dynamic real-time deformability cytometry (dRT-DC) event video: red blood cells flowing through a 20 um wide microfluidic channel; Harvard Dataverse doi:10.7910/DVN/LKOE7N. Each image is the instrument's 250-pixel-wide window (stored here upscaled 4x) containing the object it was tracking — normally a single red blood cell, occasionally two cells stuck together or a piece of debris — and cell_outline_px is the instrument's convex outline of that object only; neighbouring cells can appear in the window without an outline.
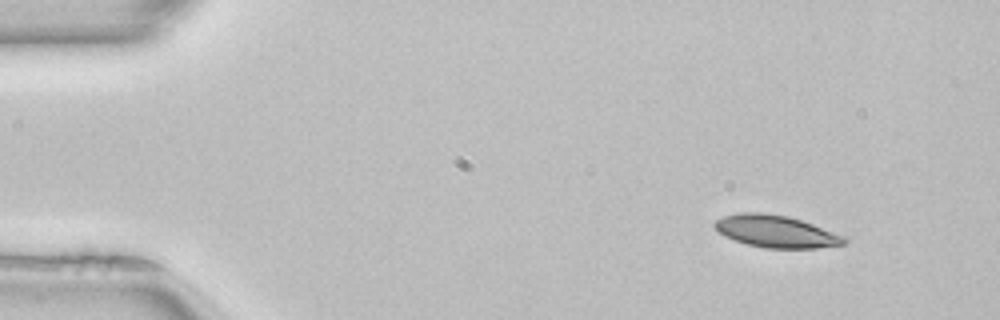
{"species": "common noctule bat (a hibernating species)", "species_latin": "Nyctalus noctula", "temperature_condition": "room temperature", "stored_images_in_passage": 46, "camera_frame_rate_fps": 3000, "um_per_image_px": 0.085, "animal": {"sex": "female", "body_mass_g": 22.7, "forearm_length_mm": 54.2}, "frame": {"image": 1, "passage_image": 1, "time_ms": 0.0, "image_size_px": [1000, 320], "cell_outline_px": [[848, 240], [844, 244], [816, 248], [764, 248], [748, 244], [724, 236], [712, 224], [716, 220], [724, 216], [740, 212], [764, 212], [788, 216], [812, 224], [844, 236]], "centroid_in_image_um": [65.94, 19.66], "position_along_channel_um": 19.1, "area_um2": 24.1}}
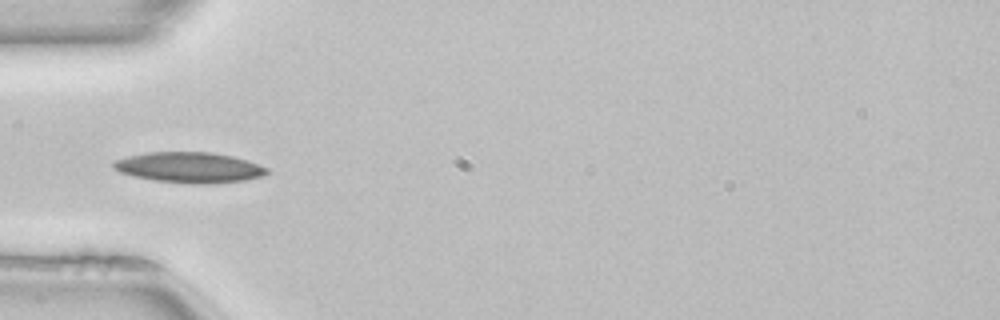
{"frame": {"image": 2, "passage_image": 12, "time_ms": 3.667, "image_size_px": [1000, 320], "cell_outline_px": [[268, 172], [260, 176], [244, 180], [208, 184], [156, 180], [136, 176], [120, 172], [112, 168], [112, 160], [128, 156], [148, 152], [212, 152], [232, 156], [248, 160], [268, 168]], "centroid_in_image_um": [16.07, 14.21], "position_along_channel_um": 68.9, "area_um2": 26.99}}
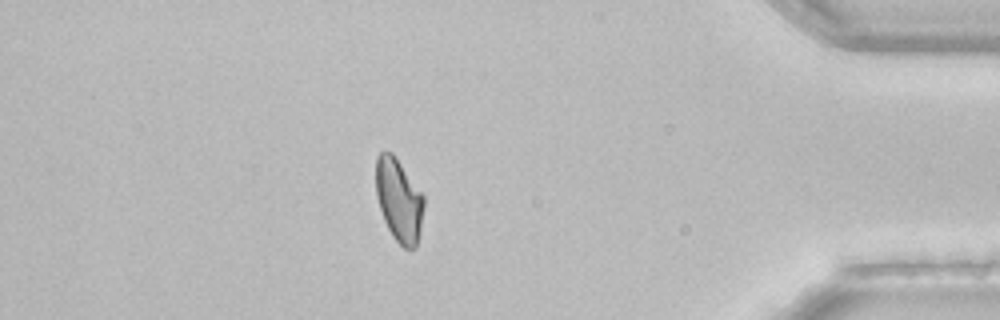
{"frame": {"image": 3, "passage_image": 40, "time_ms": 13.0, "image_size_px": [1000, 320], "cell_outline_px": [[424, 204], [420, 232], [416, 248], [404, 248], [392, 236], [384, 220], [376, 196], [376, 156], [380, 152], [392, 152], [424, 196]], "centroid_in_image_um": [33.9, 17.02], "position_along_channel_um": 401.3, "area_um2": 23.06}, "authors_computed_cell_mechanics": {"area_um2": 24.7962, "velocity_mm_per_s": 4.0104, "shape_relaxation_time_tau1_ms": 5.0679, "shape_relaxation_time_tau2_ms": null, "deformation_change_tau1": 0.1167, "deformation_change_tau2": null}}